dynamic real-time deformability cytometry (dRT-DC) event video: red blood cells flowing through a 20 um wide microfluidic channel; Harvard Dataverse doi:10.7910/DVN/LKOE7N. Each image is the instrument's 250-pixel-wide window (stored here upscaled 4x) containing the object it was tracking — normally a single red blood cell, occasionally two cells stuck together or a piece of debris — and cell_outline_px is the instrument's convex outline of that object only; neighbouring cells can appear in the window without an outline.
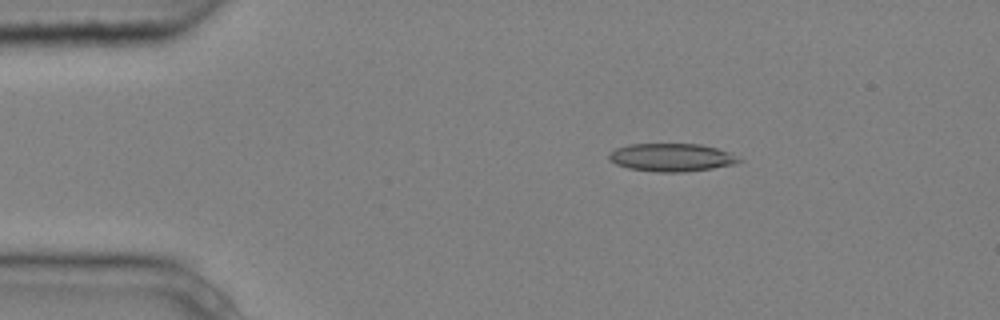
{"species": "common noctule bat (a hibernating species)", "species_latin": "Nyctalus noctula", "temperature_condition": "cold", "stored_images_in_passage": 5, "camera_frame_rate_fps": 3000, "um_per_image_px": 0.085, "animal": {"sex": "male", "body_mass_g": 20.4}, "frame": {"image": 1, "passage_image": 1, "time_ms": 0.0, "image_size_px": [1000, 320], "cell_outline_px": [[744, 160], [736, 164], [712, 168], [684, 172], [656, 172], [628, 168], [616, 164], [608, 160], [608, 156], [616, 148], [628, 144], [700, 144], [716, 148], [728, 152]], "centroid_in_image_um": [57.08, 13.38], "position_along_channel_um": 27.9, "area_um2": 21.21}}
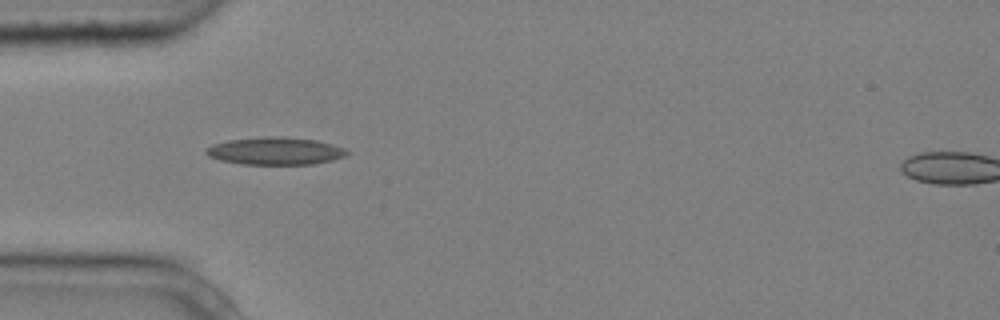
{"frame": {"image": 2, "passage_image": 3, "time_ms": 0.667, "image_size_px": [1000, 320], "cell_outline_px": [[352, 152], [344, 156], [332, 160], [312, 164], [240, 164], [220, 160], [208, 156], [204, 152], [212, 144], [228, 140], [272, 136], [280, 136], [316, 140], [332, 144], [344, 148]], "centroid_in_image_um": [23.41, 12.83], "position_along_channel_um": 61.6, "area_um2": 22.54}}
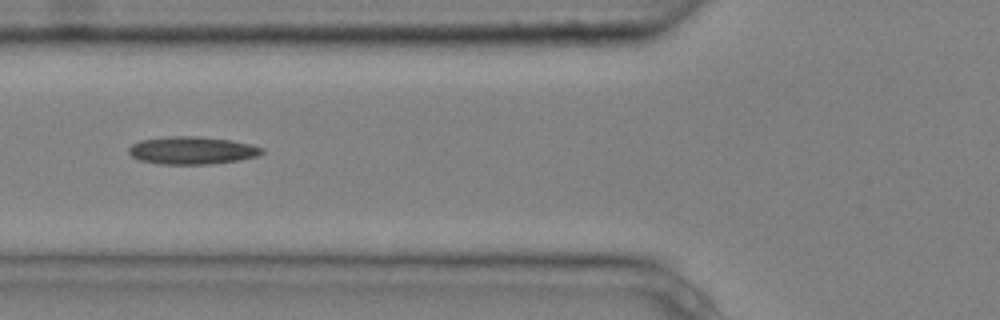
{"frame": {"image": 3, "passage_image": 4, "time_ms": 1.0, "image_size_px": [1000, 320], "cell_outline_px": [[264, 152], [260, 156], [240, 160], [208, 164], [160, 164], [140, 160], [132, 156], [128, 152], [128, 148], [132, 144], [140, 140], [168, 136], [200, 136], [232, 140], [252, 144], [264, 148]], "centroid_in_image_um": [16.36, 12.78], "position_along_channel_um": 109.4, "area_um2": 21.73}}